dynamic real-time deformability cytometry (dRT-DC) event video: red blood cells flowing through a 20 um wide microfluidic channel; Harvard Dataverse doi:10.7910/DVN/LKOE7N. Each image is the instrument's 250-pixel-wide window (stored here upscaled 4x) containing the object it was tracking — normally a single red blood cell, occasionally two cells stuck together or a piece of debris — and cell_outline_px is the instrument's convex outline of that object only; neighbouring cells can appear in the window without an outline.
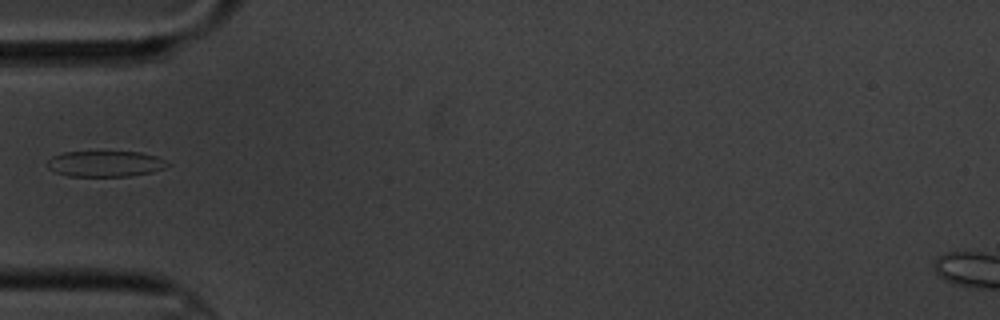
{"species": "common noctule bat (a hibernating species)", "species_latin": "Nyctalus noctula", "temperature_condition": "cold", "stored_images_in_passage": 1, "camera_frame_rate_fps": 3000, "um_per_image_px": 0.085, "animal": {"sex": "male", "body_mass_g": 20.1, "forearm_length_mm": 53.5}, "frame": {"image": 1, "passage_image": 1, "time_ms": 0.0, "image_size_px": [1000, 320], "cell_outline_px": [[172, 164], [164, 168], [152, 172], [128, 176], [68, 176], [56, 172], [48, 168], [44, 164], [52, 156], [64, 152], [140, 152], [156, 156]], "centroid_in_image_um": [8.93, 13.92], "position_along_channel_um": 76.1, "area_um2": 18.15}}